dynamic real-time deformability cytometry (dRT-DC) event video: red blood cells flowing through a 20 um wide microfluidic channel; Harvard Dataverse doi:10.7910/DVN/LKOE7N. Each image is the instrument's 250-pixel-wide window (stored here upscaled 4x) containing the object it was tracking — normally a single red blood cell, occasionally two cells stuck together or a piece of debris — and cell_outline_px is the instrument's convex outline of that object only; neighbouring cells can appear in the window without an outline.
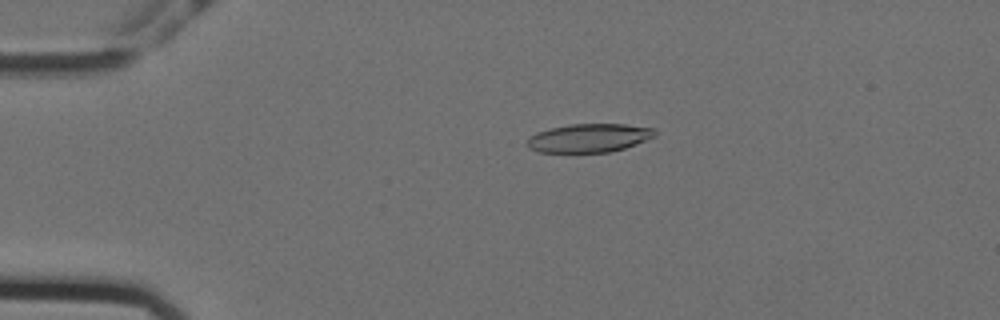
{"species": "Egyptian fruit bat (a non-hibernating species)", "species_latin": "Rousettus aegyptiacus", "temperature_condition": "cold", "stored_images_in_passage": 57, "camera_frame_rate_fps": 3000, "um_per_image_px": 0.085, "animal": {"sex": "female"}, "frame": {"image": 1, "passage_image": 12, "time_ms": 3.667, "image_size_px": [1000, 320], "cell_outline_px": [[656, 136], [636, 144], [612, 152], [540, 152], [528, 148], [524, 144], [528, 136], [536, 132], [568, 124], [624, 124], [656, 128]], "centroid_in_image_um": [50.05, 11.73], "position_along_channel_um": 35.0, "area_um2": 21.5}}
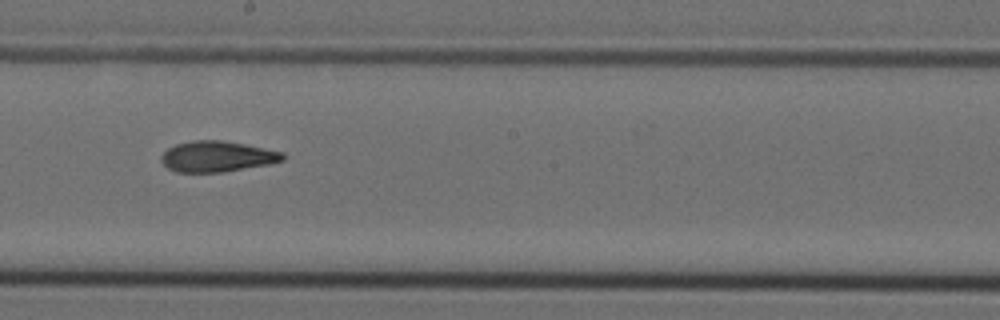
{"frame": {"image": 2, "passage_image": 32, "time_ms": 10.333, "image_size_px": [1000, 320], "cell_outline_px": [[288, 156], [284, 160], [268, 164], [224, 172], [176, 172], [168, 168], [160, 160], [160, 156], [168, 148], [176, 144], [192, 140], [220, 140], [244, 144], [284, 152]], "centroid_in_image_um": [18.46, 13.3], "position_along_channel_um": 229.7, "area_um2": 21.85}}
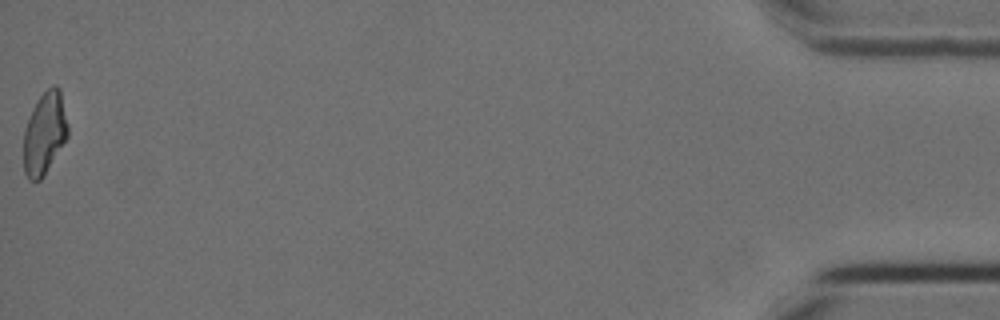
{"frame": {"image": 3, "passage_image": 57, "time_ms": 18.667, "image_size_px": [1000, 320], "cell_outline_px": [[68, 136], [44, 176], [40, 180], [28, 180], [24, 172], [24, 128], [32, 108], [40, 96], [52, 84], [56, 84], [60, 88], [68, 124]], "centroid_in_image_um": [3.79, 11.31], "position_along_channel_um": 431.4, "area_um2": 21.33}, "authors_computed_cell_mechanics": {"area_um2": 21.675, "velocity_mm_per_s": 3.5666, "shape_relaxation_time_tau1_ms": null, "shape_relaxation_time_tau2_ms": 4.2301, "deformation_change_tau1": null, "deformation_change_tau2": 0.1065}}